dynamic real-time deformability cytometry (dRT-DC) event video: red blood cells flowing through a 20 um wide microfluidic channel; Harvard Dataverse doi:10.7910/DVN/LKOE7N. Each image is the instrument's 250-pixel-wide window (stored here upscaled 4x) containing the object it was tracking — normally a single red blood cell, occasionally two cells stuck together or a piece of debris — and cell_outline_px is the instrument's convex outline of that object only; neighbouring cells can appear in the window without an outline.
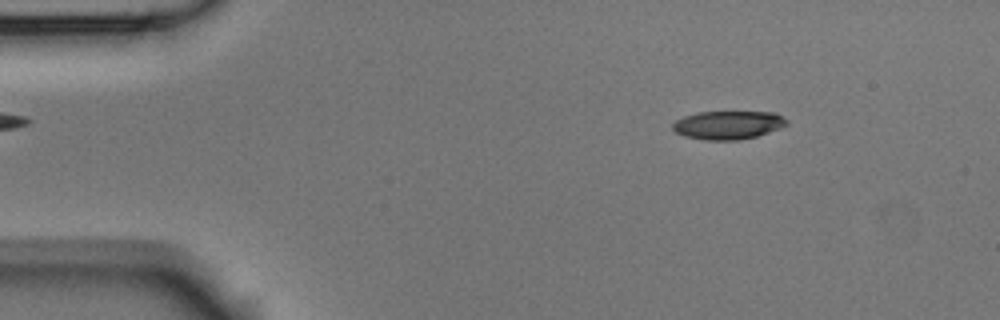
{"species": "Egyptian fruit bat (a non-hibernating species)", "species_latin": "Rousettus aegyptiacus", "temperature_condition": "room temperature", "stored_images_in_passage": 48, "camera_frame_rate_fps": 3000, "um_per_image_px": 0.085, "animal": {"sex": "male"}, "frame": {"image": 1, "passage_image": 2, "time_ms": 0.333, "image_size_px": [1000, 320], "cell_outline_px": [[788, 124], [780, 128], [756, 136], [740, 140], [704, 140], [684, 136], [676, 132], [672, 128], [672, 124], [676, 120], [684, 116], [696, 112], [776, 112], [788, 120]], "centroid_in_image_um": [61.89, 10.62], "position_along_channel_um": 23.1, "area_um2": 18.96}}
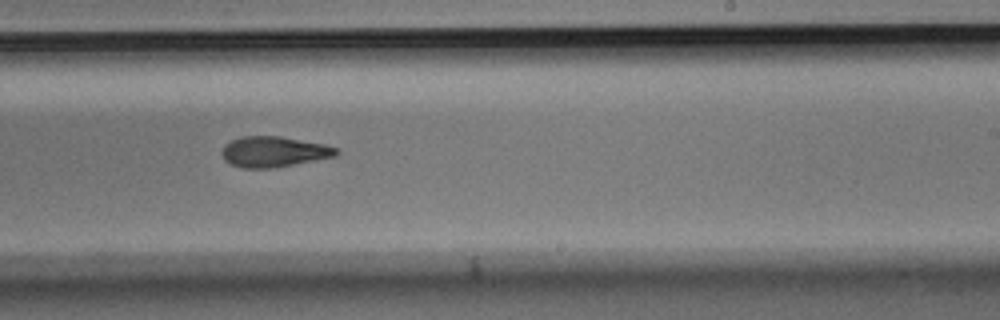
{"frame": {"image": 2, "passage_image": 27, "time_ms": 8.667, "image_size_px": [1000, 320], "cell_outline_px": [[340, 152], [336, 156], [292, 164], [268, 168], [244, 168], [232, 164], [224, 160], [220, 152], [224, 144], [240, 136], [280, 136], [324, 144], [340, 148]], "centroid_in_image_um": [23.26, 12.88], "position_along_channel_um": 265.7, "area_um2": 20.35}}
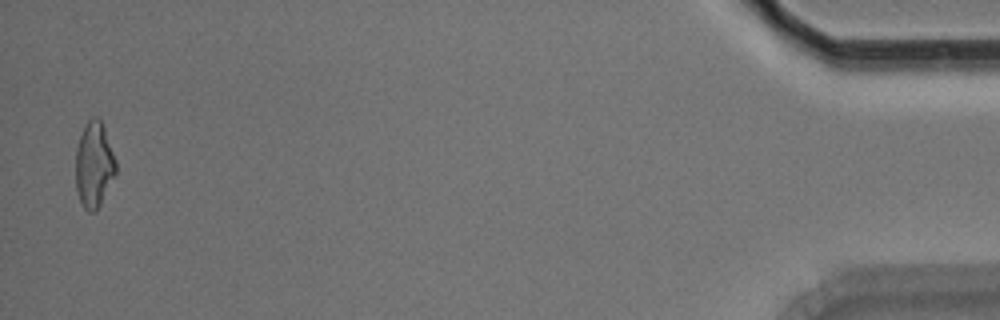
{"frame": {"image": 3, "passage_image": 47, "time_ms": 15.333, "image_size_px": [1000, 320], "cell_outline_px": [[116, 172], [96, 212], [88, 212], [84, 208], [80, 200], [76, 188], [76, 148], [84, 124], [92, 116], [96, 116], [100, 120], [104, 128], [116, 160]], "centroid_in_image_um": [7.98, 13.99], "position_along_channel_um": 427.2, "area_um2": 19.94}, "authors_computed_cell_mechanics": {"area_um2": 20.3167, "velocity_mm_per_s": 3.7723, "shape_relaxation_time_tau1_ms": 6.2781, "shape_relaxation_time_tau2_ms": 5.8361, "deformation_change_tau1": 0.1875, "deformation_change_tau2": 0.1606}}